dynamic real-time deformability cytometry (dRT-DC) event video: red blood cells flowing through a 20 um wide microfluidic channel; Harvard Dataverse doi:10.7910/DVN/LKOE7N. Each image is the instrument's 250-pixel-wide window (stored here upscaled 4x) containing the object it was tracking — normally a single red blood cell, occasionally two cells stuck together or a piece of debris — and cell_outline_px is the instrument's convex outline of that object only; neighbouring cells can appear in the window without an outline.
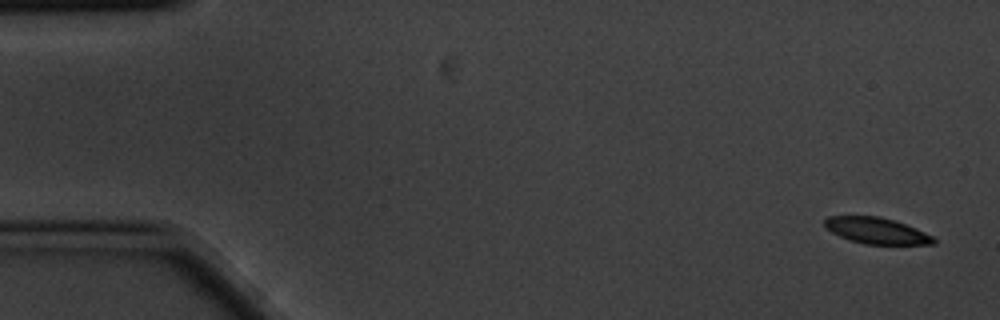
{"species": "common noctule bat (a hibernating species)", "species_latin": "Nyctalus noctula", "temperature_condition": "cold", "stored_images_in_passage": 6, "camera_frame_rate_fps": 3000, "um_per_image_px": 0.085, "animal": {"sex": "male", "body_mass_g": 20.1, "forearm_length_mm": 53.5}, "frame": {"image": 1, "passage_image": 1, "time_ms": 0.0, "image_size_px": [1000, 320], "cell_outline_px": [[936, 244], [864, 244], [848, 240], [824, 228], [824, 220], [828, 216], [880, 216], [916, 228], [932, 236], [936, 240]], "centroid_in_image_um": [74.47, 19.61], "position_along_channel_um": 10.5, "area_um2": 16.59}}